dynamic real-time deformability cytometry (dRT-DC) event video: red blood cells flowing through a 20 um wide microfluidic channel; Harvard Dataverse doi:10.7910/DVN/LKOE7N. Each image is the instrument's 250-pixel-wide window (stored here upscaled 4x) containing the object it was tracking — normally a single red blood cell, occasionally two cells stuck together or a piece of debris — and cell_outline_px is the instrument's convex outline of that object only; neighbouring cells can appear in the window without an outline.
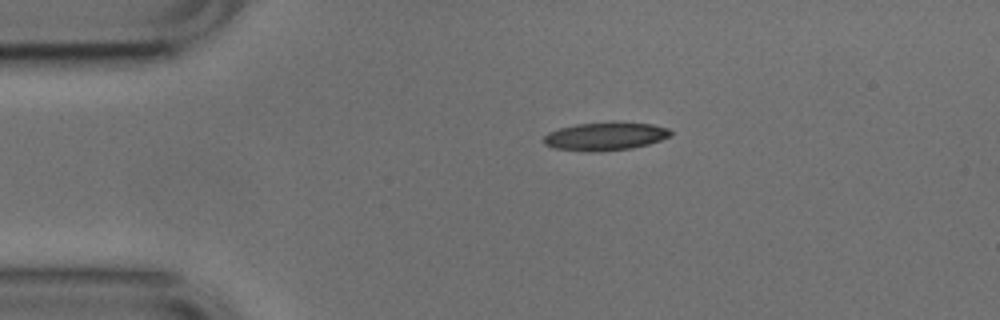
{"species": "common noctule bat (a hibernating species)", "species_latin": "Nyctalus noctula", "temperature_condition": "cold", "stored_images_in_passage": 43, "camera_frame_rate_fps": 3000, "um_per_image_px": 0.085, "animal": {"sex": "male", "body_mass_g": 17.9, "forearm_length_mm": 54.2}, "frame": {"image": 1, "passage_image": 1, "time_ms": 0.0, "image_size_px": [1000, 320], "cell_outline_px": [[672, 136], [648, 144], [632, 148], [592, 152], [556, 148], [544, 144], [544, 136], [548, 132], [560, 128], [576, 124], [612, 120], [652, 124], [668, 128], [672, 132]], "centroid_in_image_um": [51.48, 11.55], "position_along_channel_um": 33.5, "area_um2": 21.15}}
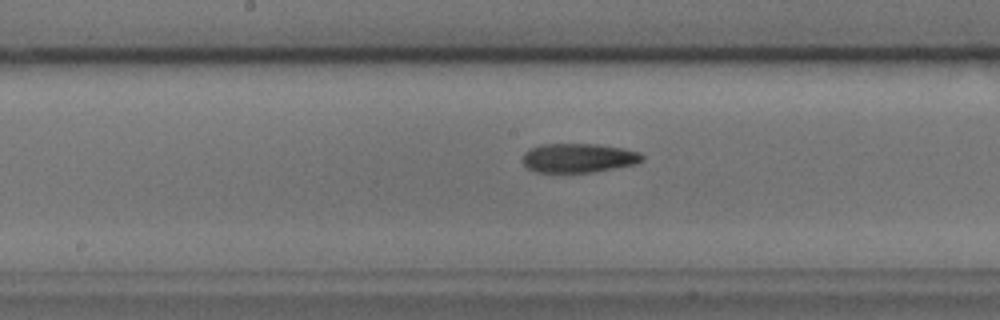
{"frame": {"image": 2, "passage_image": 17, "time_ms": 5.333, "image_size_px": [1000, 320], "cell_outline_px": [[644, 160], [636, 164], [592, 172], [536, 172], [528, 168], [524, 164], [524, 152], [528, 148], [540, 144], [600, 144], [624, 148], [640, 152], [644, 156]], "centroid_in_image_um": [49.2, 13.41], "position_along_channel_um": 199.0, "area_um2": 20.46}}
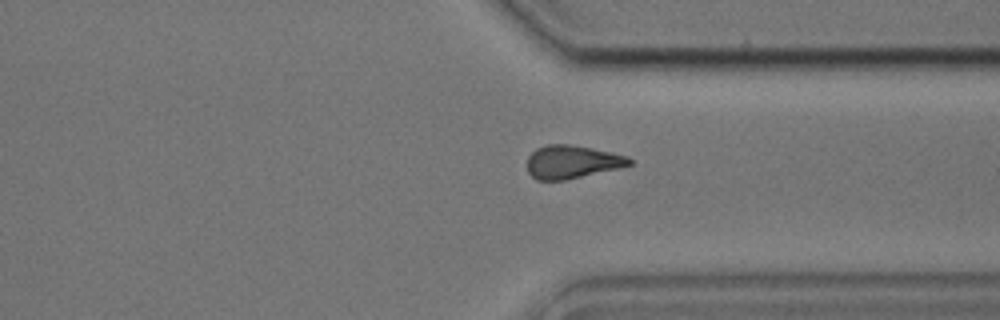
{"frame": {"image": 3, "passage_image": 30, "time_ms": 9.667, "image_size_px": [1000, 320], "cell_outline_px": [[632, 164], [620, 168], [564, 180], [536, 180], [528, 172], [528, 156], [536, 148], [548, 144], [568, 144], [592, 148], [628, 156], [632, 160]], "centroid_in_image_um": [48.62, 13.76], "position_along_channel_um": 362.8, "area_um2": 19.71}, "authors_computed_cell_mechanics": {"area_um2": 20.23, "velocity_mm_per_s": 3.7898, "shape_relaxation_time_tau1_ms": 5.3602, "shape_relaxation_time_tau2_ms": 7.0293, "deformation_change_tau1": 0.17, "deformation_change_tau2": 0.1739}}